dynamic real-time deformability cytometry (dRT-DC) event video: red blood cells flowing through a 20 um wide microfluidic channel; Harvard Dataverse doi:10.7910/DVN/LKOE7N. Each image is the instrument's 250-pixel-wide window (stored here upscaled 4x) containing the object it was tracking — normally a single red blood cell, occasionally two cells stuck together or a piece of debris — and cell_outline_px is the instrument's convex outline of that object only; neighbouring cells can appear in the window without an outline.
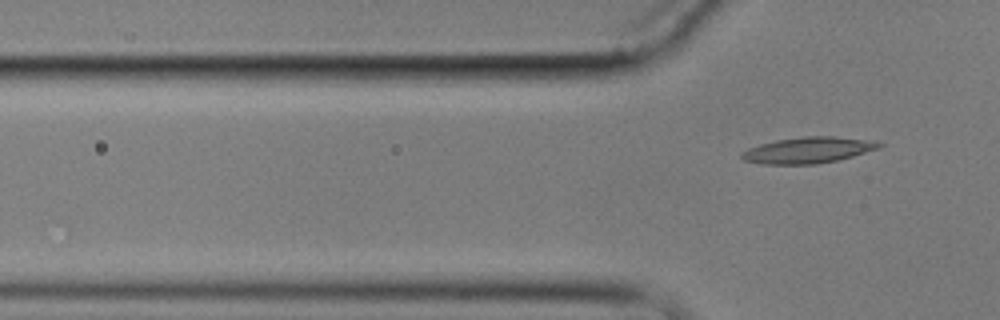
{"species": "common noctule bat (a hibernating species)", "species_latin": "Nyctalus noctula", "temperature_condition": "cold", "stored_images_in_passage": 2, "camera_frame_rate_fps": 3000, "um_per_image_px": 0.085, "animal": {"sex": "male", "body_mass_g": 17.9}, "frame": {"image": 1, "passage_image": 2, "time_ms": 1.333, "image_size_px": [1000, 320], "cell_outline_px": [[884, 144], [880, 148], [852, 156], [836, 160], [816, 164], [760, 164], [744, 160], [740, 156], [740, 152], [748, 148], [760, 144], [776, 140], [804, 136], [832, 136], [876, 140]], "centroid_in_image_um": [68.7, 12.75], "position_along_channel_um": 57.1, "area_um2": 21.04}}